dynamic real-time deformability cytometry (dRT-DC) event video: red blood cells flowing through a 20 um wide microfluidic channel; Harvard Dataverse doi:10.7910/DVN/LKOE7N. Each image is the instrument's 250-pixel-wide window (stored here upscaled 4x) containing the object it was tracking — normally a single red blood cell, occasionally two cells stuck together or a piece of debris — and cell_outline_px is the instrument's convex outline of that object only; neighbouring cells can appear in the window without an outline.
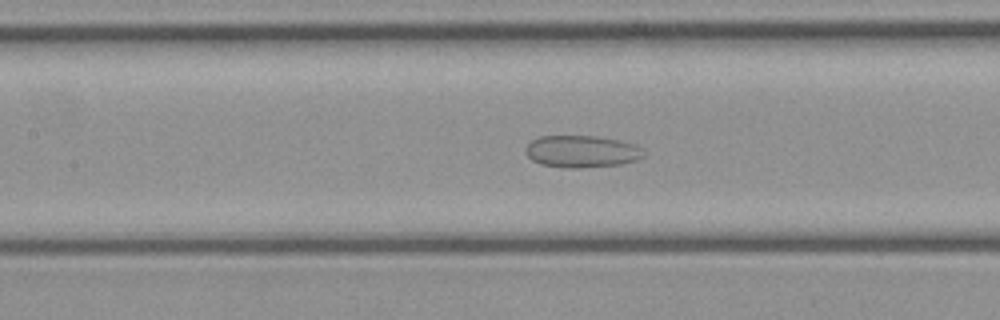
{"species": "common noctule bat (a hibernating species)", "species_latin": "Nyctalus noctula", "temperature_condition": "cold", "stored_images_in_passage": 41, "camera_frame_rate_fps": 3000, "um_per_image_px": 0.085, "animal": {"sex": "female", "body_mass_g": 21.9}, "frame": {"image": 1, "passage_image": 19, "time_ms": 6.0, "image_size_px": [1000, 320], "cell_outline_px": [[644, 156], [636, 160], [620, 164], [580, 168], [568, 168], [540, 164], [532, 160], [524, 152], [524, 148], [532, 140], [540, 136], [596, 136], [620, 140], [636, 144], [640, 148]], "centroid_in_image_um": [49.42, 12.87], "position_along_channel_um": 158.0, "area_um2": 22.08}}
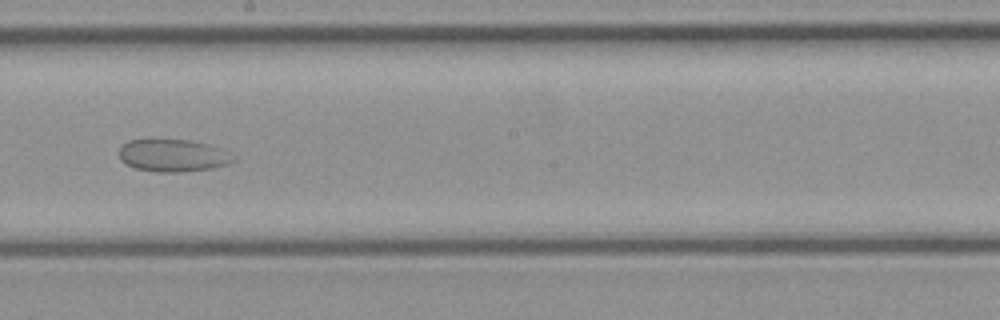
{"frame": {"image": 2, "passage_image": 24, "time_ms": 7.667, "image_size_px": [1000, 320], "cell_outline_px": [[236, 160], [228, 164], [212, 168], [180, 172], [156, 172], [136, 168], [120, 160], [120, 144], [128, 140], [148, 136], [160, 136], [192, 140], [208, 144], [232, 152], [236, 156]], "centroid_in_image_um": [14.68, 13.14], "position_along_channel_um": 233.5, "area_um2": 22.83}}
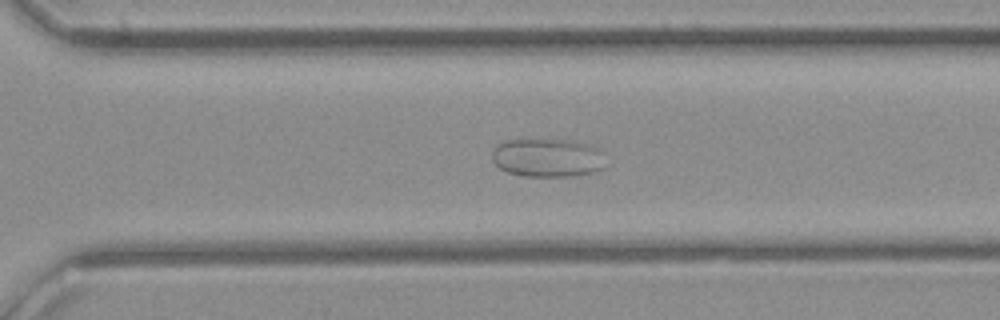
{"frame": {"image": 3, "passage_image": 30, "time_ms": 9.667, "image_size_px": [1000, 320], "cell_outline_px": [[604, 168], [596, 172], [576, 176], [524, 176], [508, 172], [500, 168], [492, 160], [492, 152], [500, 144], [508, 140], [572, 140], [588, 144], [600, 148], [604, 152]], "centroid_in_image_um": [46.62, 13.42], "position_along_channel_um": 324.0, "area_um2": 25.61}}